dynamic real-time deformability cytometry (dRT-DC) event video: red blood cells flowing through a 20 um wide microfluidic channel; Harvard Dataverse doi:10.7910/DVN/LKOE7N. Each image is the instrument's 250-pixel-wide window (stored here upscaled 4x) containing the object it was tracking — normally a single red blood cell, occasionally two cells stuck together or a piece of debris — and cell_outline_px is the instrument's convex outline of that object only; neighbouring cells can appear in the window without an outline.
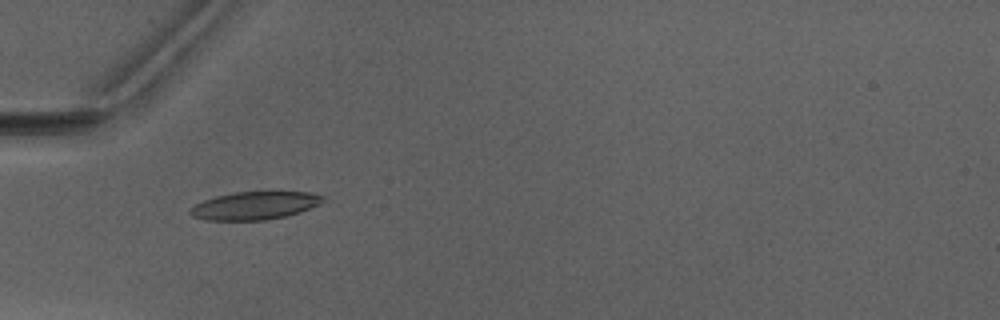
{"species": "Egyptian fruit bat (a non-hibernating species)", "species_latin": "Rousettus aegyptiacus", "temperature_condition": "warm", "stored_images_in_passage": 7, "camera_frame_rate_fps": 3000, "um_per_image_px": 0.085, "animal": {"sex": "male"}, "frame": {"image": 1, "passage_image": 5, "time_ms": 4.667, "image_size_px": [1000, 320], "cell_outline_px": [[328, 196], [320, 204], [300, 212], [284, 216], [264, 220], [208, 220], [192, 216], [188, 212], [188, 208], [204, 200], [216, 196], [232, 192], [312, 192]], "centroid_in_image_um": [21.67, 17.46], "position_along_channel_um": 63.3, "area_um2": 21.68}}
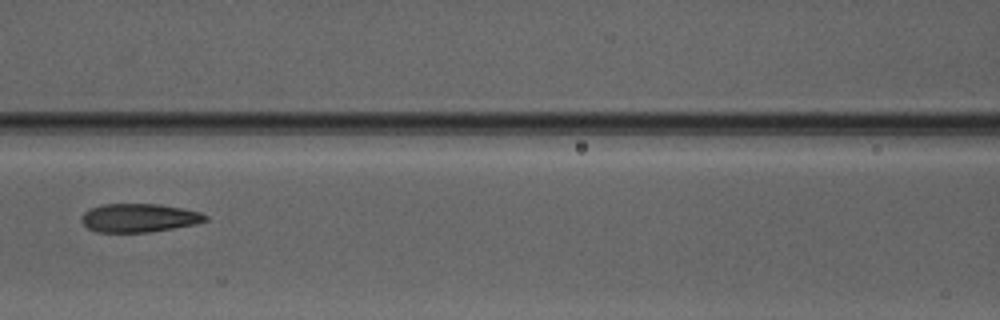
{"frame": {"image": 2, "passage_image": 7, "time_ms": 7.0, "image_size_px": [1000, 320], "cell_outline_px": [[208, 220], [196, 224], [148, 232], [96, 232], [88, 228], [80, 220], [80, 216], [84, 212], [92, 208], [104, 204], [160, 204], [200, 212], [208, 216]], "centroid_in_image_um": [11.81, 18.52], "position_along_channel_um": 154.8, "area_um2": 20.52}}